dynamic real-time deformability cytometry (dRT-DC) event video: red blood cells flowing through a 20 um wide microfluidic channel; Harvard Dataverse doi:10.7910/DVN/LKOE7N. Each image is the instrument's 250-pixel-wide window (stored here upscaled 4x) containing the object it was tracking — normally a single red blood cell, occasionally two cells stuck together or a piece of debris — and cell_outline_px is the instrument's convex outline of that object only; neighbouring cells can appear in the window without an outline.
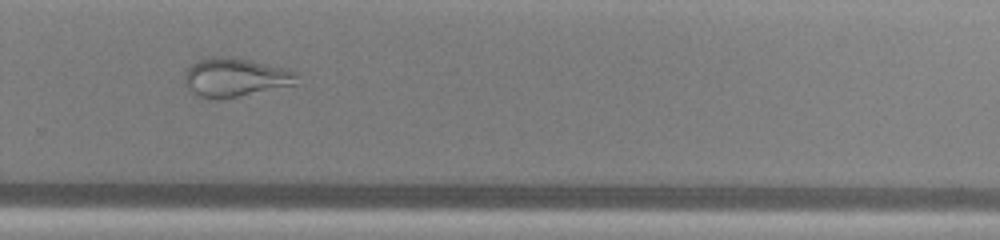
{"species": "common noctule bat (a hibernating species)", "species_latin": "Nyctalus noctula", "temperature_condition": "warm", "stored_images_in_passage": 36, "camera_frame_rate_fps": 3000, "um_per_image_px": 0.085, "animal": {"sex": "male", "body_mass_g": 13.0, "forearm_length_mm": 53.1}, "frame": {"image": 1, "passage_image": 20, "time_ms": 6.333, "image_size_px": [1000, 240], "cell_outline_px": [[300, 84], [220, 100], [208, 100], [200, 96], [188, 88], [184, 84], [184, 72], [196, 60], [208, 56], [224, 56], [248, 60], [288, 68], [300, 72]], "centroid_in_image_um": [20.05, 6.59], "position_along_channel_um": 309.8, "area_um2": 26.13}, "authors_computed_cell_mechanics": {"area_um2": 28.033, "velocity_mm_per_s": 4.0756, "shape_relaxation_time_tau1_ms": null, "shape_relaxation_time_tau2_ms": 1.1922, "deformation_change_tau1": null, "deformation_change_tau2": 0.0958}}